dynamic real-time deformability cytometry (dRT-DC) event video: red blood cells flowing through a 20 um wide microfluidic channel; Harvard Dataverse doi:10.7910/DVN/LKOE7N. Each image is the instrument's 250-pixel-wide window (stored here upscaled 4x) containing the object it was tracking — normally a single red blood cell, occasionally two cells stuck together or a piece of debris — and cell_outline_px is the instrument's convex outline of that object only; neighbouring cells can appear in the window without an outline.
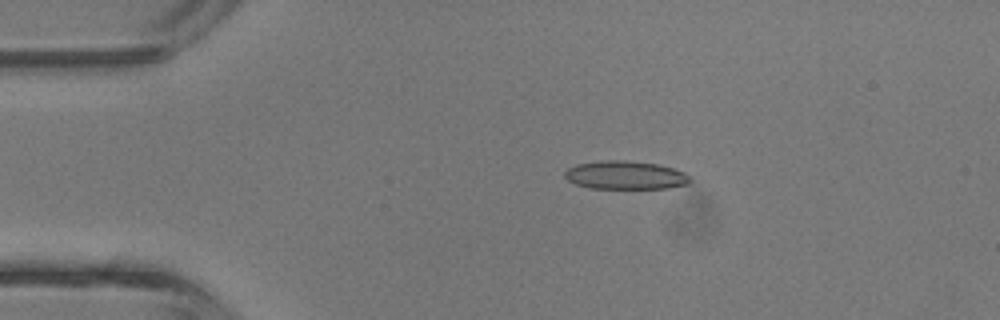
{"species": "common noctule bat (a hibernating species)", "species_latin": "Nyctalus noctula", "temperature_condition": "room temperature", "stored_images_in_passage": 30, "camera_frame_rate_fps": 3000, "um_per_image_px": 0.085, "animal": {"sex": "male", "body_mass_g": 13.3}, "frame": {"image": 1, "passage_image": 3, "time_ms": 0.667, "image_size_px": [1000, 320], "cell_outline_px": [[692, 180], [688, 184], [668, 188], [588, 188], [576, 184], [568, 180], [564, 176], [564, 172], [568, 168], [576, 164], [600, 160], [624, 160], [656, 164], [672, 168], [684, 172]], "centroid_in_image_um": [53.13, 14.89], "position_along_channel_um": 31.9, "area_um2": 20.69}}
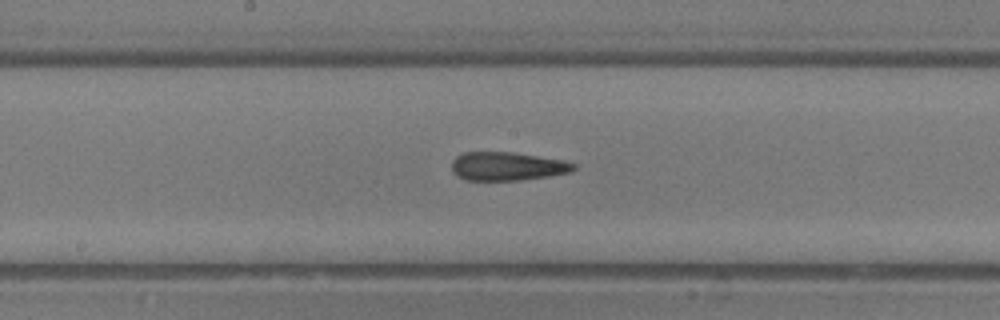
{"frame": {"image": 2, "passage_image": 17, "time_ms": 5.333, "image_size_px": [1000, 320], "cell_outline_px": [[576, 168], [568, 172], [548, 176], [520, 180], [468, 180], [452, 172], [452, 160], [456, 156], [464, 152], [512, 152], [564, 160], [576, 164]], "centroid_in_image_um": [43.11, 14.12], "position_along_channel_um": 205.1, "area_um2": 20.11}}
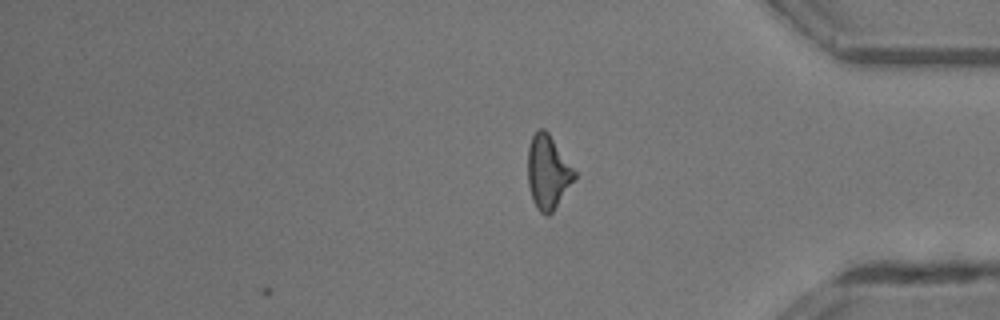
{"frame": {"image": 3, "passage_image": 30, "time_ms": 9.667, "image_size_px": [1000, 320], "cell_outline_px": [[576, 180], [552, 212], [548, 216], [544, 216], [536, 208], [532, 200], [528, 184], [528, 148], [532, 136], [540, 128], [544, 128], [548, 132], [576, 172]], "centroid_in_image_um": [46.57, 14.67], "position_along_channel_um": 388.6, "area_um2": 20.17}, "authors_computed_cell_mechanics": {"area_um2": 20.4612, "velocity_mm_per_s": 4.7078, "shape_relaxation_time_tau1_ms": null, "shape_relaxation_time_tau2_ms": 2.383, "deformation_change_tau1": null, "deformation_change_tau2": 0.1342}}